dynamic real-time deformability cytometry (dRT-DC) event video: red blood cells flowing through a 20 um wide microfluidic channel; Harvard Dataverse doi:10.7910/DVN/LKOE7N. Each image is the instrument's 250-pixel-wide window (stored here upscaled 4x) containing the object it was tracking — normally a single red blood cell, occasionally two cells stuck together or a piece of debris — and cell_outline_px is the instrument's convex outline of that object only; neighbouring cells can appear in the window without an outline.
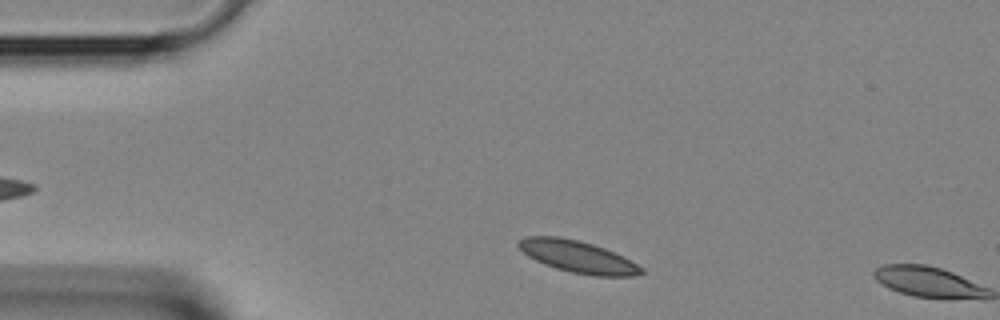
{"species": "Egyptian fruit bat (a non-hibernating species)", "species_latin": "Rousettus aegyptiacus", "temperature_condition": "room temperature", "stored_images_in_passage": 3, "camera_frame_rate_fps": 3000, "um_per_image_px": 0.085, "animal": {"sex": "female"}, "frame": {"image": 1, "passage_image": 2, "time_ms": 0.333, "image_size_px": [1000, 320], "cell_outline_px": [[644, 272], [636, 276], [592, 276], [572, 272], [556, 268], [544, 264], [528, 256], [516, 244], [524, 236], [560, 236], [580, 240], [604, 248], [624, 256], [644, 268]], "centroid_in_image_um": [49.14, 21.81], "position_along_channel_um": 35.9, "area_um2": 22.95}}